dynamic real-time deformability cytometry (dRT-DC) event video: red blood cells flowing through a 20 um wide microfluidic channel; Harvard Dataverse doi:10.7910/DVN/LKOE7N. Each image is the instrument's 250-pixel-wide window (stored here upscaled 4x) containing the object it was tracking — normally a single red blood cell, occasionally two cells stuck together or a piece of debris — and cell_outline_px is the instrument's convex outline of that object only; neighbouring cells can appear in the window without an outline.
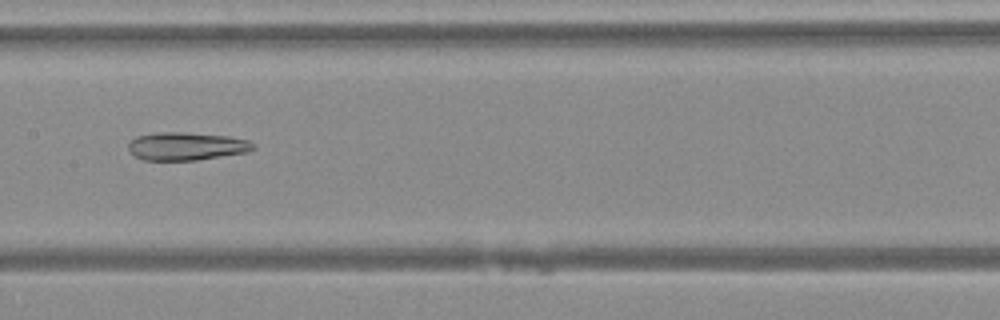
{"species": "Egyptian fruit bat (a non-hibernating species)", "species_latin": "Rousettus aegyptiacus", "temperature_condition": "warm", "stored_images_in_passage": 48, "camera_frame_rate_fps": 3000, "um_per_image_px": 0.085, "animal": {"sex": "female"}, "frame": {"image": 1, "passage_image": 24, "time_ms": 7.667, "image_size_px": [1000, 320], "cell_outline_px": [[256, 148], [248, 152], [196, 160], [144, 160], [136, 156], [128, 148], [128, 144], [136, 136], [160, 132], [188, 132], [228, 136], [248, 140], [256, 144]], "centroid_in_image_um": [15.89, 12.42], "position_along_channel_um": 191.5, "area_um2": 20.4}}
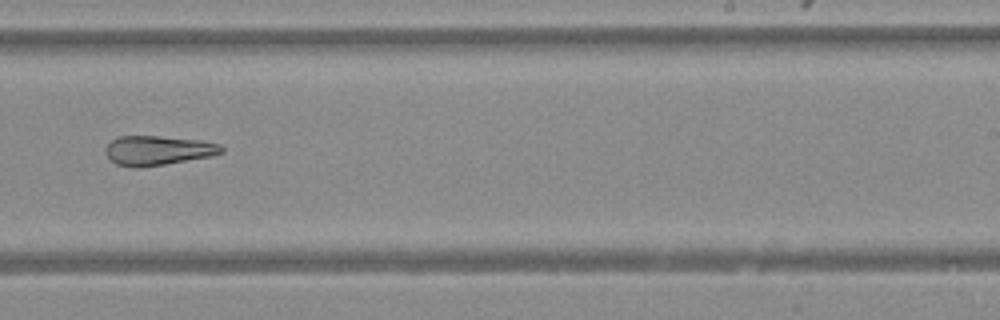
{"frame": {"image": 2, "passage_image": 30, "time_ms": 9.667, "image_size_px": [1000, 320], "cell_outline_px": [[224, 152], [212, 156], [140, 168], [132, 168], [116, 164], [104, 152], [104, 148], [112, 140], [120, 136], [160, 136], [200, 140], [220, 144], [224, 148]], "centroid_in_image_um": [13.42, 12.79], "position_along_channel_um": 275.6, "area_um2": 20.0}}
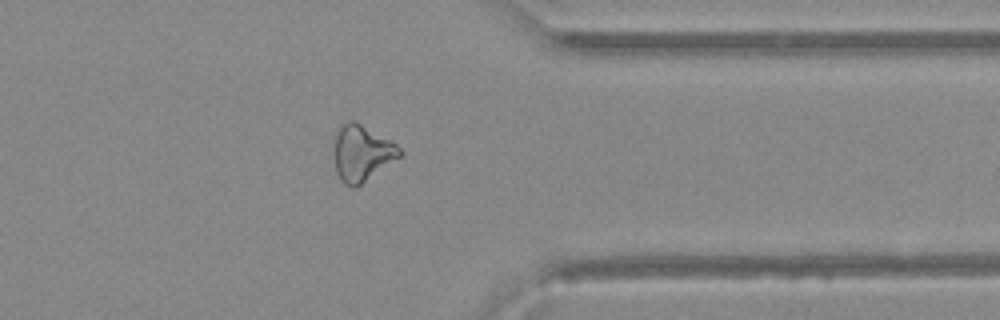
{"frame": {"image": 3, "passage_image": 38, "time_ms": 12.333, "image_size_px": [1000, 320], "cell_outline_px": [[404, 152], [400, 156], [356, 188], [352, 188], [344, 184], [340, 180], [336, 172], [332, 136], [336, 128], [348, 120], [356, 120], [396, 144]], "centroid_in_image_um": [30.69, 12.99], "position_along_channel_um": 380.7, "area_um2": 21.91}}